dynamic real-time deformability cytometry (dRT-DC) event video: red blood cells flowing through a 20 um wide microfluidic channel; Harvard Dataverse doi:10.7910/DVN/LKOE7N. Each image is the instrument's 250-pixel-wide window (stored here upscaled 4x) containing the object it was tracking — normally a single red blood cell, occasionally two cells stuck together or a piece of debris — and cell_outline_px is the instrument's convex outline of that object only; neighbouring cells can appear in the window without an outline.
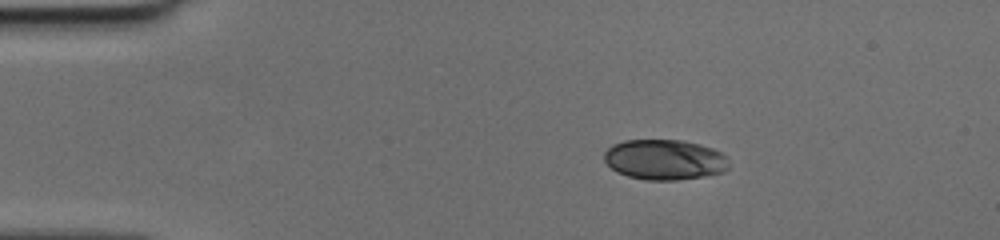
{"species": "human", "species_latin": "Homo sapiens", "temperature_condition": "cold", "stored_images_in_passage": 41, "camera_frame_rate_fps": 3000, "um_per_image_px": 0.085, "donor": {"sex": "female"}, "frame": {"image": 1, "passage_image": 1, "time_ms": 0.0, "image_size_px": [1000, 240], "cell_outline_px": [[728, 168], [724, 172], [708, 176], [676, 180], [644, 180], [628, 176], [616, 172], [604, 160], [604, 152], [612, 144], [624, 140], [680, 140], [700, 144], [712, 148], [720, 152], [728, 160]], "centroid_in_image_um": [56.48, 13.57], "position_along_channel_um": 28.5, "area_um2": 29.48}}
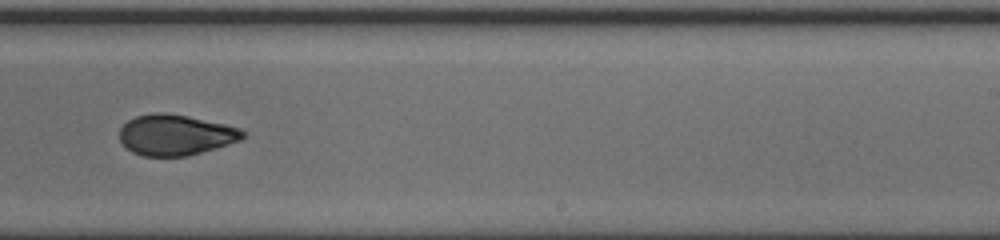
{"frame": {"image": 2, "passage_image": 23, "time_ms": 7.333, "image_size_px": [1000, 240], "cell_outline_px": [[248, 132], [240, 140], [216, 148], [188, 156], [144, 156], [132, 152], [120, 140], [120, 128], [128, 120], [136, 116], [156, 112], [164, 112], [188, 116], [224, 124], [240, 128]], "centroid_in_image_um": [14.93, 11.46], "position_along_channel_um": 274.1, "area_um2": 29.19}}
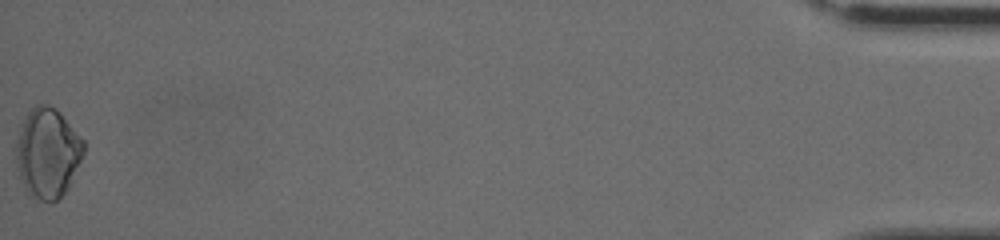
{"frame": {"image": 3, "passage_image": 41, "time_ms": 13.333, "image_size_px": [1000, 240], "cell_outline_px": [[84, 152], [68, 188], [56, 200], [40, 200], [28, 196], [20, 180], [16, 156], [16, 140], [24, 120], [28, 112], [36, 104], [48, 104], [56, 108], [84, 140]], "centroid_in_image_um": [4.03, 12.99], "position_along_channel_um": 431.2, "area_um2": 35.14}}